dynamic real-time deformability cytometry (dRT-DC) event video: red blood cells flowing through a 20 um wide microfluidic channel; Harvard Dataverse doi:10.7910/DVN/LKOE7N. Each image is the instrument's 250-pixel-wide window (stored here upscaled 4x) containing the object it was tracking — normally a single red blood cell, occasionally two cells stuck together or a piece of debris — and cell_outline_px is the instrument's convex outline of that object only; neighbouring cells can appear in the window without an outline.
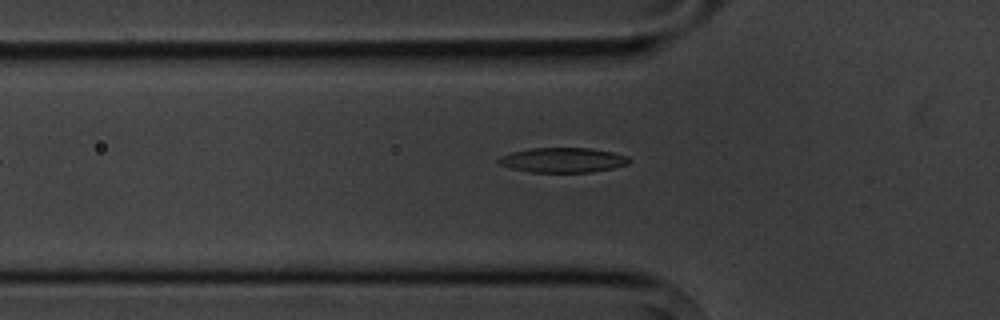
{"species": "common noctule bat (a hibernating species)", "species_latin": "Nyctalus noctula", "temperature_condition": "cold", "stored_images_in_passage": 4, "camera_frame_rate_fps": 3000, "um_per_image_px": 0.085, "animal": {"sex": "male", "body_mass_g": 20.1, "forearm_length_mm": 53.5}, "frame": {"image": 1, "passage_image": 4, "time_ms": 3.667, "image_size_px": [1000, 320], "cell_outline_px": [[632, 160], [628, 164], [612, 168], [592, 172], [532, 172], [512, 168], [500, 164], [496, 160], [500, 156], [512, 152], [528, 148], [592, 148], [612, 152], [628, 156]], "centroid_in_image_um": [47.86, 13.6], "position_along_channel_um": 77.9, "area_um2": 18.9}}